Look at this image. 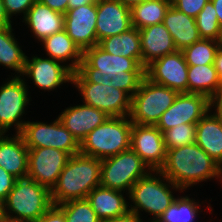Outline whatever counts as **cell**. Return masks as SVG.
I'll return each instance as SVG.
<instances>
[{
  "instance_id": "obj_1",
  "label": "cell",
  "mask_w": 222,
  "mask_h": 222,
  "mask_svg": "<svg viewBox=\"0 0 222 222\" xmlns=\"http://www.w3.org/2000/svg\"><path fill=\"white\" fill-rule=\"evenodd\" d=\"M77 72L90 83L113 86L132 97L145 77L138 59L115 56L95 45L83 51Z\"/></svg>"
},
{
  "instance_id": "obj_2",
  "label": "cell",
  "mask_w": 222,
  "mask_h": 222,
  "mask_svg": "<svg viewBox=\"0 0 222 222\" xmlns=\"http://www.w3.org/2000/svg\"><path fill=\"white\" fill-rule=\"evenodd\" d=\"M159 171L182 191L211 179L222 183V167L196 143L168 149Z\"/></svg>"
},
{
  "instance_id": "obj_3",
  "label": "cell",
  "mask_w": 222,
  "mask_h": 222,
  "mask_svg": "<svg viewBox=\"0 0 222 222\" xmlns=\"http://www.w3.org/2000/svg\"><path fill=\"white\" fill-rule=\"evenodd\" d=\"M101 160L78 153L69 157L51 190L53 205L70 200L87 198L88 194L100 186Z\"/></svg>"
},
{
  "instance_id": "obj_4",
  "label": "cell",
  "mask_w": 222,
  "mask_h": 222,
  "mask_svg": "<svg viewBox=\"0 0 222 222\" xmlns=\"http://www.w3.org/2000/svg\"><path fill=\"white\" fill-rule=\"evenodd\" d=\"M174 191L184 193L160 171L151 170L131 187L128 194V201L131 200L129 211L135 212L141 218V211H145L152 216L148 222H155L176 199Z\"/></svg>"
},
{
  "instance_id": "obj_5",
  "label": "cell",
  "mask_w": 222,
  "mask_h": 222,
  "mask_svg": "<svg viewBox=\"0 0 222 222\" xmlns=\"http://www.w3.org/2000/svg\"><path fill=\"white\" fill-rule=\"evenodd\" d=\"M51 191L30 178L16 179L1 203V213L16 222H37L52 206Z\"/></svg>"
},
{
  "instance_id": "obj_6",
  "label": "cell",
  "mask_w": 222,
  "mask_h": 222,
  "mask_svg": "<svg viewBox=\"0 0 222 222\" xmlns=\"http://www.w3.org/2000/svg\"><path fill=\"white\" fill-rule=\"evenodd\" d=\"M132 126L129 116H109L81 142L80 153L102 160L129 150Z\"/></svg>"
},
{
  "instance_id": "obj_7",
  "label": "cell",
  "mask_w": 222,
  "mask_h": 222,
  "mask_svg": "<svg viewBox=\"0 0 222 222\" xmlns=\"http://www.w3.org/2000/svg\"><path fill=\"white\" fill-rule=\"evenodd\" d=\"M178 92L144 77L131 97L129 118L132 123L156 126L161 115L173 104Z\"/></svg>"
},
{
  "instance_id": "obj_8",
  "label": "cell",
  "mask_w": 222,
  "mask_h": 222,
  "mask_svg": "<svg viewBox=\"0 0 222 222\" xmlns=\"http://www.w3.org/2000/svg\"><path fill=\"white\" fill-rule=\"evenodd\" d=\"M151 170L133 151H123L101 160L100 186L129 194L133 184Z\"/></svg>"
},
{
  "instance_id": "obj_9",
  "label": "cell",
  "mask_w": 222,
  "mask_h": 222,
  "mask_svg": "<svg viewBox=\"0 0 222 222\" xmlns=\"http://www.w3.org/2000/svg\"><path fill=\"white\" fill-rule=\"evenodd\" d=\"M0 86V132L9 133L8 130H15L20 133L24 124L22 116L27 113L31 97L29 85L25 77L11 76ZM14 126V128H13ZM13 128V129H11Z\"/></svg>"
},
{
  "instance_id": "obj_10",
  "label": "cell",
  "mask_w": 222,
  "mask_h": 222,
  "mask_svg": "<svg viewBox=\"0 0 222 222\" xmlns=\"http://www.w3.org/2000/svg\"><path fill=\"white\" fill-rule=\"evenodd\" d=\"M71 85L77 88L84 104L102 110L110 117L129 116L131 97L125 91L87 82L77 71L72 74Z\"/></svg>"
},
{
  "instance_id": "obj_11",
  "label": "cell",
  "mask_w": 222,
  "mask_h": 222,
  "mask_svg": "<svg viewBox=\"0 0 222 222\" xmlns=\"http://www.w3.org/2000/svg\"><path fill=\"white\" fill-rule=\"evenodd\" d=\"M28 121L19 133L28 149L51 147L67 152L70 156L80 153V143L66 129L60 119L50 123Z\"/></svg>"
},
{
  "instance_id": "obj_12",
  "label": "cell",
  "mask_w": 222,
  "mask_h": 222,
  "mask_svg": "<svg viewBox=\"0 0 222 222\" xmlns=\"http://www.w3.org/2000/svg\"><path fill=\"white\" fill-rule=\"evenodd\" d=\"M69 157L67 152L51 147L28 149L27 178L51 191Z\"/></svg>"
},
{
  "instance_id": "obj_13",
  "label": "cell",
  "mask_w": 222,
  "mask_h": 222,
  "mask_svg": "<svg viewBox=\"0 0 222 222\" xmlns=\"http://www.w3.org/2000/svg\"><path fill=\"white\" fill-rule=\"evenodd\" d=\"M188 64L182 51L160 57L145 67V77L178 93H188Z\"/></svg>"
},
{
  "instance_id": "obj_14",
  "label": "cell",
  "mask_w": 222,
  "mask_h": 222,
  "mask_svg": "<svg viewBox=\"0 0 222 222\" xmlns=\"http://www.w3.org/2000/svg\"><path fill=\"white\" fill-rule=\"evenodd\" d=\"M209 110V98L206 95L178 93L173 104L161 115L156 127L163 133L180 124L197 123Z\"/></svg>"
},
{
  "instance_id": "obj_15",
  "label": "cell",
  "mask_w": 222,
  "mask_h": 222,
  "mask_svg": "<svg viewBox=\"0 0 222 222\" xmlns=\"http://www.w3.org/2000/svg\"><path fill=\"white\" fill-rule=\"evenodd\" d=\"M26 56L22 77L32 81L34 86L44 91H54L64 83L72 84L73 72L59 61L48 57Z\"/></svg>"
},
{
  "instance_id": "obj_16",
  "label": "cell",
  "mask_w": 222,
  "mask_h": 222,
  "mask_svg": "<svg viewBox=\"0 0 222 222\" xmlns=\"http://www.w3.org/2000/svg\"><path fill=\"white\" fill-rule=\"evenodd\" d=\"M130 148L152 171H159L165 163L167 150L163 133L151 125L133 123L131 129Z\"/></svg>"
},
{
  "instance_id": "obj_17",
  "label": "cell",
  "mask_w": 222,
  "mask_h": 222,
  "mask_svg": "<svg viewBox=\"0 0 222 222\" xmlns=\"http://www.w3.org/2000/svg\"><path fill=\"white\" fill-rule=\"evenodd\" d=\"M96 19L97 3L69 9L64 14V30L82 52L99 44Z\"/></svg>"
},
{
  "instance_id": "obj_18",
  "label": "cell",
  "mask_w": 222,
  "mask_h": 222,
  "mask_svg": "<svg viewBox=\"0 0 222 222\" xmlns=\"http://www.w3.org/2000/svg\"><path fill=\"white\" fill-rule=\"evenodd\" d=\"M96 20L98 43L106 37L120 35L132 28L130 8L118 0H98Z\"/></svg>"
},
{
  "instance_id": "obj_19",
  "label": "cell",
  "mask_w": 222,
  "mask_h": 222,
  "mask_svg": "<svg viewBox=\"0 0 222 222\" xmlns=\"http://www.w3.org/2000/svg\"><path fill=\"white\" fill-rule=\"evenodd\" d=\"M108 117L104 111L84 103L65 107L58 115L62 124L80 144L91 131L101 125Z\"/></svg>"
},
{
  "instance_id": "obj_20",
  "label": "cell",
  "mask_w": 222,
  "mask_h": 222,
  "mask_svg": "<svg viewBox=\"0 0 222 222\" xmlns=\"http://www.w3.org/2000/svg\"><path fill=\"white\" fill-rule=\"evenodd\" d=\"M142 65L177 51L173 38L163 23L139 29Z\"/></svg>"
},
{
  "instance_id": "obj_21",
  "label": "cell",
  "mask_w": 222,
  "mask_h": 222,
  "mask_svg": "<svg viewBox=\"0 0 222 222\" xmlns=\"http://www.w3.org/2000/svg\"><path fill=\"white\" fill-rule=\"evenodd\" d=\"M22 19V23L28 26L38 43L64 30V14L52 10L37 0Z\"/></svg>"
},
{
  "instance_id": "obj_22",
  "label": "cell",
  "mask_w": 222,
  "mask_h": 222,
  "mask_svg": "<svg viewBox=\"0 0 222 222\" xmlns=\"http://www.w3.org/2000/svg\"><path fill=\"white\" fill-rule=\"evenodd\" d=\"M0 135V167L17 179L28 173V148L19 133Z\"/></svg>"
},
{
  "instance_id": "obj_23",
  "label": "cell",
  "mask_w": 222,
  "mask_h": 222,
  "mask_svg": "<svg viewBox=\"0 0 222 222\" xmlns=\"http://www.w3.org/2000/svg\"><path fill=\"white\" fill-rule=\"evenodd\" d=\"M125 197L128 199L126 192L98 186L88 194L86 199L97 217L103 222L124 215L129 211L130 202Z\"/></svg>"
},
{
  "instance_id": "obj_24",
  "label": "cell",
  "mask_w": 222,
  "mask_h": 222,
  "mask_svg": "<svg viewBox=\"0 0 222 222\" xmlns=\"http://www.w3.org/2000/svg\"><path fill=\"white\" fill-rule=\"evenodd\" d=\"M163 24L171 34L175 47L179 51L201 39L195 18L178 11L172 5L165 13Z\"/></svg>"
},
{
  "instance_id": "obj_25",
  "label": "cell",
  "mask_w": 222,
  "mask_h": 222,
  "mask_svg": "<svg viewBox=\"0 0 222 222\" xmlns=\"http://www.w3.org/2000/svg\"><path fill=\"white\" fill-rule=\"evenodd\" d=\"M195 143L222 167V122L210 110L196 123Z\"/></svg>"
},
{
  "instance_id": "obj_26",
  "label": "cell",
  "mask_w": 222,
  "mask_h": 222,
  "mask_svg": "<svg viewBox=\"0 0 222 222\" xmlns=\"http://www.w3.org/2000/svg\"><path fill=\"white\" fill-rule=\"evenodd\" d=\"M40 43L44 47L46 57L61 62L72 72L77 71L82 61L83 52L67 35L65 30L46 37Z\"/></svg>"
},
{
  "instance_id": "obj_27",
  "label": "cell",
  "mask_w": 222,
  "mask_h": 222,
  "mask_svg": "<svg viewBox=\"0 0 222 222\" xmlns=\"http://www.w3.org/2000/svg\"><path fill=\"white\" fill-rule=\"evenodd\" d=\"M14 30L12 25L0 27V66L14 71V76H22L27 55L17 41Z\"/></svg>"
},
{
  "instance_id": "obj_28",
  "label": "cell",
  "mask_w": 222,
  "mask_h": 222,
  "mask_svg": "<svg viewBox=\"0 0 222 222\" xmlns=\"http://www.w3.org/2000/svg\"><path fill=\"white\" fill-rule=\"evenodd\" d=\"M98 45L110 54L138 59L142 63L140 34L135 27L120 35L106 37Z\"/></svg>"
},
{
  "instance_id": "obj_29",
  "label": "cell",
  "mask_w": 222,
  "mask_h": 222,
  "mask_svg": "<svg viewBox=\"0 0 222 222\" xmlns=\"http://www.w3.org/2000/svg\"><path fill=\"white\" fill-rule=\"evenodd\" d=\"M188 93L206 95L209 99L222 87L214 64L188 66Z\"/></svg>"
},
{
  "instance_id": "obj_30",
  "label": "cell",
  "mask_w": 222,
  "mask_h": 222,
  "mask_svg": "<svg viewBox=\"0 0 222 222\" xmlns=\"http://www.w3.org/2000/svg\"><path fill=\"white\" fill-rule=\"evenodd\" d=\"M171 0H145L133 6L131 11L132 27L142 29L150 25L163 23Z\"/></svg>"
},
{
  "instance_id": "obj_31",
  "label": "cell",
  "mask_w": 222,
  "mask_h": 222,
  "mask_svg": "<svg viewBox=\"0 0 222 222\" xmlns=\"http://www.w3.org/2000/svg\"><path fill=\"white\" fill-rule=\"evenodd\" d=\"M199 203L198 199L177 194L174 202L155 222H196V218L200 217V214L204 211L201 210L202 206Z\"/></svg>"
},
{
  "instance_id": "obj_32",
  "label": "cell",
  "mask_w": 222,
  "mask_h": 222,
  "mask_svg": "<svg viewBox=\"0 0 222 222\" xmlns=\"http://www.w3.org/2000/svg\"><path fill=\"white\" fill-rule=\"evenodd\" d=\"M219 43L212 39H200L182 50L188 66L214 64Z\"/></svg>"
},
{
  "instance_id": "obj_33",
  "label": "cell",
  "mask_w": 222,
  "mask_h": 222,
  "mask_svg": "<svg viewBox=\"0 0 222 222\" xmlns=\"http://www.w3.org/2000/svg\"><path fill=\"white\" fill-rule=\"evenodd\" d=\"M65 216V222H102L85 199L70 200L57 206Z\"/></svg>"
},
{
  "instance_id": "obj_34",
  "label": "cell",
  "mask_w": 222,
  "mask_h": 222,
  "mask_svg": "<svg viewBox=\"0 0 222 222\" xmlns=\"http://www.w3.org/2000/svg\"><path fill=\"white\" fill-rule=\"evenodd\" d=\"M216 14V9L212 1L209 0L195 18L201 39L218 41L221 27Z\"/></svg>"
},
{
  "instance_id": "obj_35",
  "label": "cell",
  "mask_w": 222,
  "mask_h": 222,
  "mask_svg": "<svg viewBox=\"0 0 222 222\" xmlns=\"http://www.w3.org/2000/svg\"><path fill=\"white\" fill-rule=\"evenodd\" d=\"M166 150L193 144L196 140V123L180 124L163 132Z\"/></svg>"
},
{
  "instance_id": "obj_36",
  "label": "cell",
  "mask_w": 222,
  "mask_h": 222,
  "mask_svg": "<svg viewBox=\"0 0 222 222\" xmlns=\"http://www.w3.org/2000/svg\"><path fill=\"white\" fill-rule=\"evenodd\" d=\"M36 0H3L5 12L10 20L13 16L22 15L24 18L28 10L34 5Z\"/></svg>"
},
{
  "instance_id": "obj_37",
  "label": "cell",
  "mask_w": 222,
  "mask_h": 222,
  "mask_svg": "<svg viewBox=\"0 0 222 222\" xmlns=\"http://www.w3.org/2000/svg\"><path fill=\"white\" fill-rule=\"evenodd\" d=\"M209 0H171V5L178 11L196 18Z\"/></svg>"
},
{
  "instance_id": "obj_38",
  "label": "cell",
  "mask_w": 222,
  "mask_h": 222,
  "mask_svg": "<svg viewBox=\"0 0 222 222\" xmlns=\"http://www.w3.org/2000/svg\"><path fill=\"white\" fill-rule=\"evenodd\" d=\"M16 177L0 167V205L7 198L8 193L13 189Z\"/></svg>"
},
{
  "instance_id": "obj_39",
  "label": "cell",
  "mask_w": 222,
  "mask_h": 222,
  "mask_svg": "<svg viewBox=\"0 0 222 222\" xmlns=\"http://www.w3.org/2000/svg\"><path fill=\"white\" fill-rule=\"evenodd\" d=\"M37 222H65V216L56 205H52Z\"/></svg>"
},
{
  "instance_id": "obj_40",
  "label": "cell",
  "mask_w": 222,
  "mask_h": 222,
  "mask_svg": "<svg viewBox=\"0 0 222 222\" xmlns=\"http://www.w3.org/2000/svg\"><path fill=\"white\" fill-rule=\"evenodd\" d=\"M209 107L210 111L222 122V87L209 99Z\"/></svg>"
},
{
  "instance_id": "obj_41",
  "label": "cell",
  "mask_w": 222,
  "mask_h": 222,
  "mask_svg": "<svg viewBox=\"0 0 222 222\" xmlns=\"http://www.w3.org/2000/svg\"><path fill=\"white\" fill-rule=\"evenodd\" d=\"M52 10L65 14L68 10V0H37Z\"/></svg>"
},
{
  "instance_id": "obj_42",
  "label": "cell",
  "mask_w": 222,
  "mask_h": 222,
  "mask_svg": "<svg viewBox=\"0 0 222 222\" xmlns=\"http://www.w3.org/2000/svg\"><path fill=\"white\" fill-rule=\"evenodd\" d=\"M103 222H143V220L135 212L128 211L124 215Z\"/></svg>"
},
{
  "instance_id": "obj_43",
  "label": "cell",
  "mask_w": 222,
  "mask_h": 222,
  "mask_svg": "<svg viewBox=\"0 0 222 222\" xmlns=\"http://www.w3.org/2000/svg\"><path fill=\"white\" fill-rule=\"evenodd\" d=\"M214 66H215V69L217 70L218 78L222 83V46H219V49L216 53Z\"/></svg>"
},
{
  "instance_id": "obj_44",
  "label": "cell",
  "mask_w": 222,
  "mask_h": 222,
  "mask_svg": "<svg viewBox=\"0 0 222 222\" xmlns=\"http://www.w3.org/2000/svg\"><path fill=\"white\" fill-rule=\"evenodd\" d=\"M13 22L9 19L7 16L4 5H3V0H0V27H6L8 25H14L12 24Z\"/></svg>"
},
{
  "instance_id": "obj_45",
  "label": "cell",
  "mask_w": 222,
  "mask_h": 222,
  "mask_svg": "<svg viewBox=\"0 0 222 222\" xmlns=\"http://www.w3.org/2000/svg\"><path fill=\"white\" fill-rule=\"evenodd\" d=\"M98 0H68V10L78 8L87 4L97 3Z\"/></svg>"
},
{
  "instance_id": "obj_46",
  "label": "cell",
  "mask_w": 222,
  "mask_h": 222,
  "mask_svg": "<svg viewBox=\"0 0 222 222\" xmlns=\"http://www.w3.org/2000/svg\"><path fill=\"white\" fill-rule=\"evenodd\" d=\"M214 8L216 9V15L218 18V22L220 27H222V0H211Z\"/></svg>"
},
{
  "instance_id": "obj_47",
  "label": "cell",
  "mask_w": 222,
  "mask_h": 222,
  "mask_svg": "<svg viewBox=\"0 0 222 222\" xmlns=\"http://www.w3.org/2000/svg\"><path fill=\"white\" fill-rule=\"evenodd\" d=\"M118 1L131 9L133 6L138 5L139 3H142L145 0H118Z\"/></svg>"
},
{
  "instance_id": "obj_48",
  "label": "cell",
  "mask_w": 222,
  "mask_h": 222,
  "mask_svg": "<svg viewBox=\"0 0 222 222\" xmlns=\"http://www.w3.org/2000/svg\"><path fill=\"white\" fill-rule=\"evenodd\" d=\"M0 222H16V221H14L10 217H8L0 212Z\"/></svg>"
},
{
  "instance_id": "obj_49",
  "label": "cell",
  "mask_w": 222,
  "mask_h": 222,
  "mask_svg": "<svg viewBox=\"0 0 222 222\" xmlns=\"http://www.w3.org/2000/svg\"><path fill=\"white\" fill-rule=\"evenodd\" d=\"M218 43L220 46H222V27L220 29V36H219V39H218Z\"/></svg>"
}]
</instances>
